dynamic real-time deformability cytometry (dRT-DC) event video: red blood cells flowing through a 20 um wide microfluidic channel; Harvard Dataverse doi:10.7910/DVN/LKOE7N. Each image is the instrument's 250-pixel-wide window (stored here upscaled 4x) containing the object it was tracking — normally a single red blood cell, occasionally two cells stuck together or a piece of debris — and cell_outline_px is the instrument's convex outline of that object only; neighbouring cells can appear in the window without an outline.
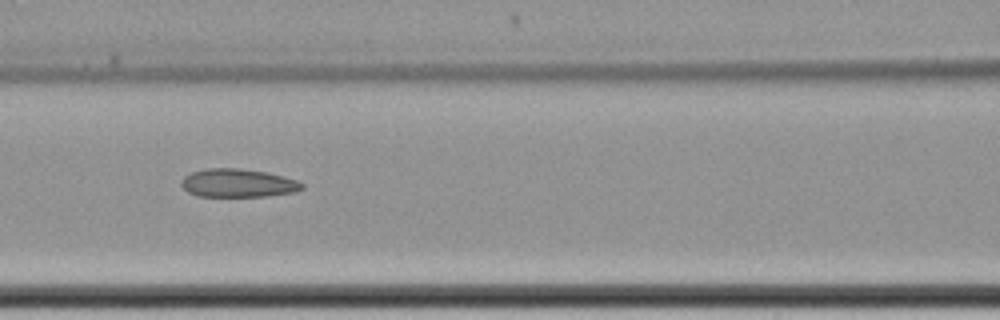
{"species": "common noctule bat (a hibernating species)", "species_latin": "Nyctalus noctula", "temperature_condition": "cold", "stored_images_in_passage": 15, "camera_frame_rate_fps": 3000, "um_per_image_px": 0.085, "animal": {"sex": "female", "body_mass_g": 22.7, "forearm_length_mm": 54.2}, "frame": {"image": 1, "passage_image": 7, "time_ms": 8.0, "image_size_px": [1000, 320], "cell_outline_px": [[304, 188], [296, 192], [268, 196], [196, 196], [188, 192], [180, 184], [180, 180], [184, 176], [192, 172], [204, 168], [240, 168], [268, 172], [284, 176], [296, 180], [304, 184]], "centroid_in_image_um": [20.23, 15.55], "position_along_channel_um": 146.4, "area_um2": 20.17}}
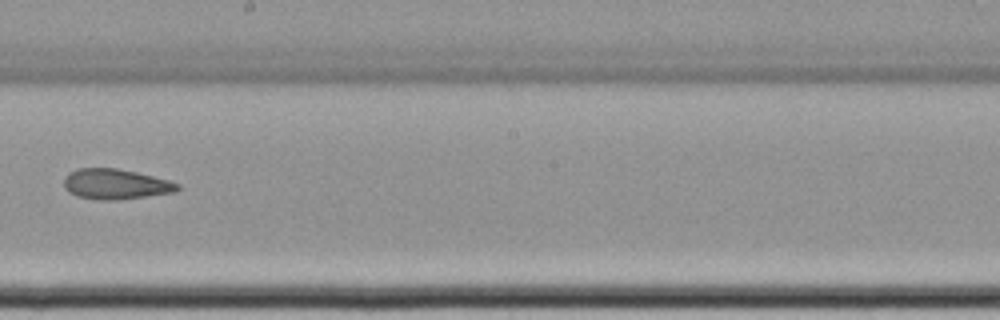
{"frame": {"image": 2, "passage_image": 9, "time_ms": 10.667, "image_size_px": [1000, 320], "cell_outline_px": [[180, 188], [176, 192], [120, 200], [100, 200], [76, 196], [68, 192], [64, 188], [64, 176], [68, 172], [76, 168], [116, 168], [136, 172], [168, 180], [180, 184]], "centroid_in_image_um": [9.8, 15.65], "position_along_channel_um": 238.4, "area_um2": 20.29}, "authors_computed_cell_mechanics": {"area_um2": 21.0392, "velocity_mm_per_s": 3.4512, "shape_relaxation_time_tau1_ms": null, "shape_relaxation_time_tau2_ms": 6.3744, "deformation_change_tau1": null, "deformation_change_tau2": 0.1334}}